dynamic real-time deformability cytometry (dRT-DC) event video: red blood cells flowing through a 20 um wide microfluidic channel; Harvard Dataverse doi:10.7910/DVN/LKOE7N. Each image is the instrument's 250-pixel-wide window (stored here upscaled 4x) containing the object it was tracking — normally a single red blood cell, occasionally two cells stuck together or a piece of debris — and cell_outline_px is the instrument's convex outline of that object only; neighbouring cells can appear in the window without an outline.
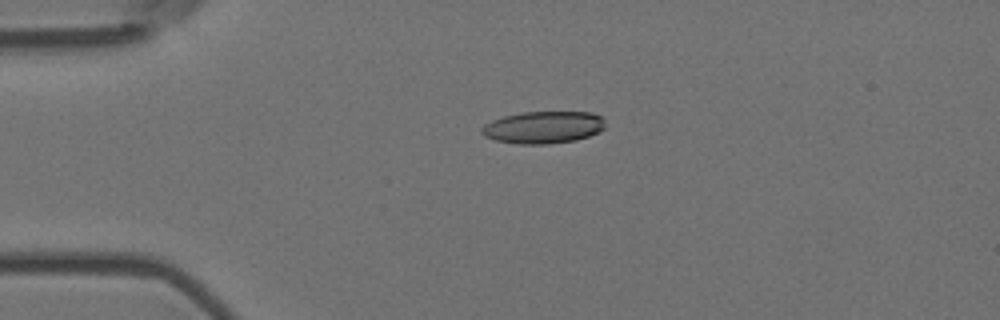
{"species": "Egyptian fruit bat (a non-hibernating species)", "species_latin": "Rousettus aegyptiacus", "temperature_condition": "room temperature", "stored_images_in_passage": 55, "camera_frame_rate_fps": 3000, "um_per_image_px": 0.085, "animal": {"sex": "female"}, "frame": {"image": 1, "passage_image": 13, "time_ms": 4.0, "image_size_px": [1000, 320], "cell_outline_px": [[604, 128], [588, 136], [576, 140], [548, 144], [516, 144], [496, 140], [484, 136], [480, 132], [480, 128], [484, 124], [492, 120], [504, 116], [520, 112], [592, 112], [604, 116]], "centroid_in_image_um": [46.16, 10.82], "position_along_channel_um": 38.8, "area_um2": 23.35}}
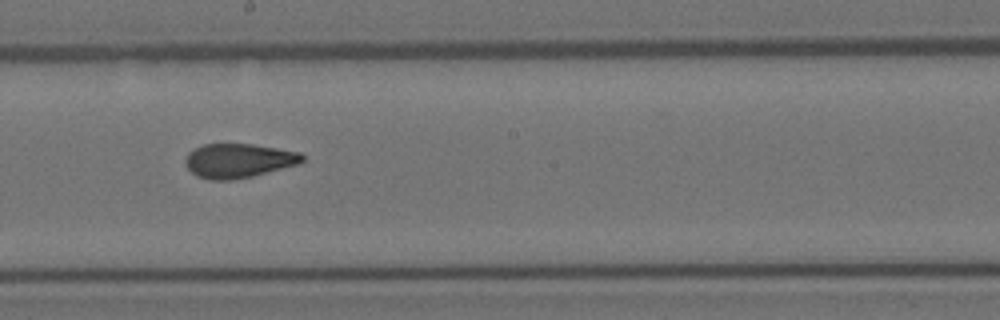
{"frame": {"image": 2, "passage_image": 31, "time_ms": 10.0, "image_size_px": [1000, 320], "cell_outline_px": [[304, 160], [300, 164], [252, 176], [232, 180], [212, 180], [196, 176], [184, 164], [184, 160], [188, 152], [204, 144], [252, 144], [300, 152], [304, 156]], "centroid_in_image_um": [20.27, 13.66], "position_along_channel_um": 227.9, "area_um2": 23.35}}
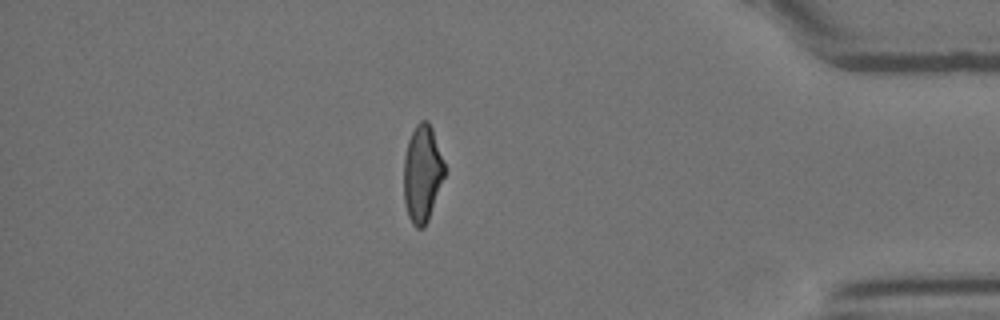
{"frame": {"image": 3, "passage_image": 48, "time_ms": 15.667, "image_size_px": [1000, 320], "cell_outline_px": [[448, 172], [428, 220], [424, 228], [416, 228], [412, 224], [408, 216], [404, 204], [404, 156], [408, 140], [416, 124], [420, 120], [428, 120], [432, 128]], "centroid_in_image_um": [35.92, 14.77], "position_along_channel_um": 399.3, "area_um2": 23.64}, "authors_computed_cell_mechanics": {"area_um2": 23.4668, "velocity_mm_per_s": 3.6787, "shape_relaxation_time_tau1_ms": null, "shape_relaxation_time_tau2_ms": 1.4975, "deformation_change_tau1": null, "deformation_change_tau2": 0.0824}}